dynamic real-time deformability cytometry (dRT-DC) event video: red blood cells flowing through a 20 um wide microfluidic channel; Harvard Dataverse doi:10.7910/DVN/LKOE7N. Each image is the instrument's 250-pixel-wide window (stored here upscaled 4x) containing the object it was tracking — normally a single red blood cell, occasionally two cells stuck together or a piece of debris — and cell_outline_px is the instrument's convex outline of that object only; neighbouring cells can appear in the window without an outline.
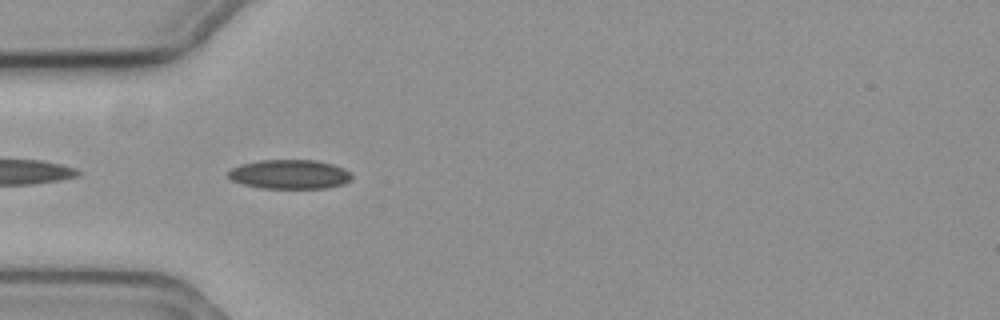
{"species": "common noctule bat (a hibernating species)", "species_latin": "Nyctalus noctula", "temperature_condition": "cold", "stored_images_in_passage": 6, "camera_frame_rate_fps": 3000, "um_per_image_px": 0.085, "animal": {"sex": "female", "body_mass_g": 19.3, "forearm_length_mm": 54.1}, "frame": {"image": 1, "passage_image": 2, "time_ms": 0.333, "image_size_px": [1000, 320], "cell_outline_px": [[352, 180], [344, 184], [328, 188], [260, 188], [244, 184], [232, 180], [228, 176], [228, 172], [232, 168], [240, 164], [260, 160], [316, 160], [332, 164], [344, 168], [352, 172]], "centroid_in_image_um": [24.67, 14.81], "position_along_channel_um": 60.3, "area_um2": 21.21}}